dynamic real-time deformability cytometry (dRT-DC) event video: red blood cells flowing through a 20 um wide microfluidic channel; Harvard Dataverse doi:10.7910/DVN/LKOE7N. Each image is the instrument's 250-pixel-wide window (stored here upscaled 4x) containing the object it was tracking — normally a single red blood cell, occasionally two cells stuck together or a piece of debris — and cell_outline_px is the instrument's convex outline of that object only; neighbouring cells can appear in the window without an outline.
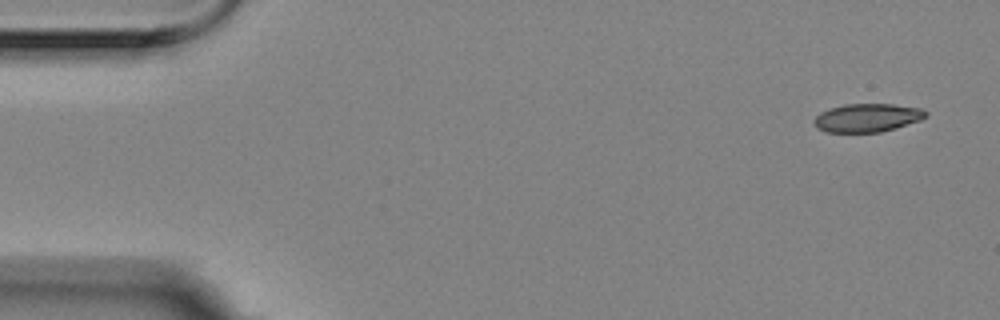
{"species": "Egyptian fruit bat (a non-hibernating species)", "species_latin": "Rousettus aegyptiacus", "temperature_condition": "room temperature", "stored_images_in_passage": 5, "segment_of_instrument_passage": [2, 2], "camera_frame_rate_fps": 3000, "um_per_image_px": 0.085, "animal": {"sex": "female"}, "frame": {"image": 1, "passage_image": 5, "time_ms": 1.333, "image_size_px": [1000, 320], "cell_outline_px": [[928, 116], [920, 120], [896, 128], [880, 132], [824, 132], [816, 128], [812, 120], [820, 112], [828, 108], [844, 104], [892, 104], [924, 108], [928, 112]], "centroid_in_image_um": [73.71, 10.0], "position_along_channel_um": 11.3, "area_um2": 18.79}}